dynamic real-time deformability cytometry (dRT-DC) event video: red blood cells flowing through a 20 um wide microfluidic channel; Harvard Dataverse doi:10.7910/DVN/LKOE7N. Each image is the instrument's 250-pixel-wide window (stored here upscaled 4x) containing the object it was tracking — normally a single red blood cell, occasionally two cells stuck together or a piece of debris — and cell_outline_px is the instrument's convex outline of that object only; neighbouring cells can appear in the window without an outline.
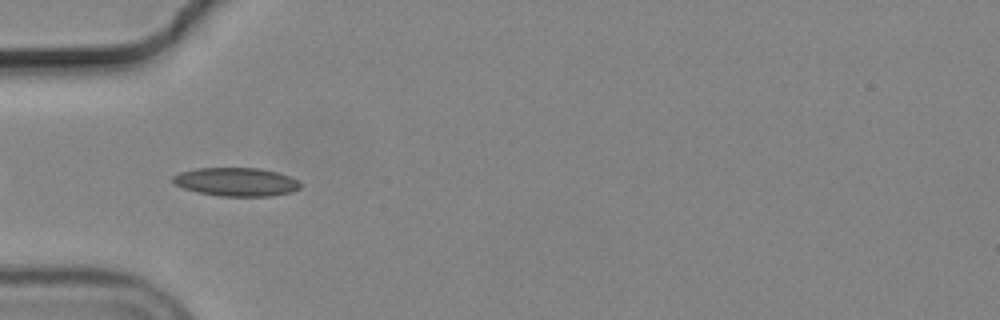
{"species": "common noctule bat (a hibernating species)", "species_latin": "Nyctalus noctula", "temperature_condition": "cold", "stored_images_in_passage": 9, "camera_frame_rate_fps": 3000, "um_per_image_px": 0.085, "animal": {"sex": "male", "body_mass_g": 19.2, "forearm_length_mm": 51.8}, "frame": {"image": 1, "passage_image": 3, "time_ms": 0.667, "image_size_px": [1000, 320], "cell_outline_px": [[300, 188], [292, 192], [272, 196], [220, 196], [196, 192], [184, 188], [176, 184], [172, 180], [172, 176], [180, 172], [196, 168], [260, 168], [276, 172], [300, 180]], "centroid_in_image_um": [20.09, 15.46], "position_along_channel_um": 64.9, "area_um2": 21.21}}
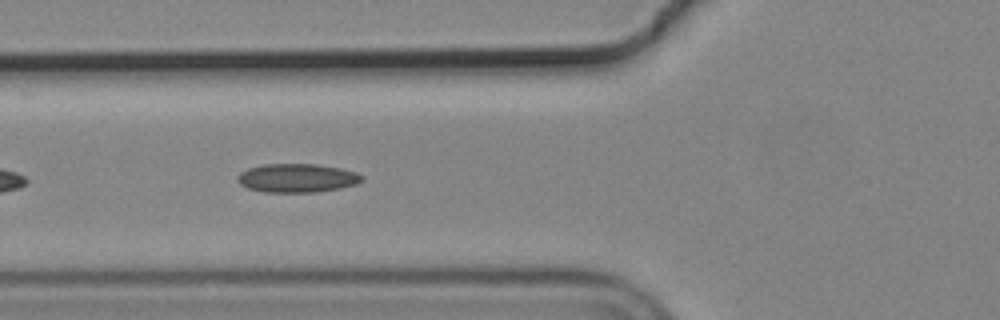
{"frame": {"image": 2, "passage_image": 6, "time_ms": 1.667, "image_size_px": [1000, 320], "cell_outline_px": [[364, 180], [356, 184], [340, 188], [316, 192], [264, 192], [248, 188], [240, 184], [236, 180], [236, 176], [240, 172], [248, 168], [264, 164], [316, 164], [340, 168], [356, 172], [364, 176]], "centroid_in_image_um": [25.24, 15.13], "position_along_channel_um": 100.6, "area_um2": 20.92}}